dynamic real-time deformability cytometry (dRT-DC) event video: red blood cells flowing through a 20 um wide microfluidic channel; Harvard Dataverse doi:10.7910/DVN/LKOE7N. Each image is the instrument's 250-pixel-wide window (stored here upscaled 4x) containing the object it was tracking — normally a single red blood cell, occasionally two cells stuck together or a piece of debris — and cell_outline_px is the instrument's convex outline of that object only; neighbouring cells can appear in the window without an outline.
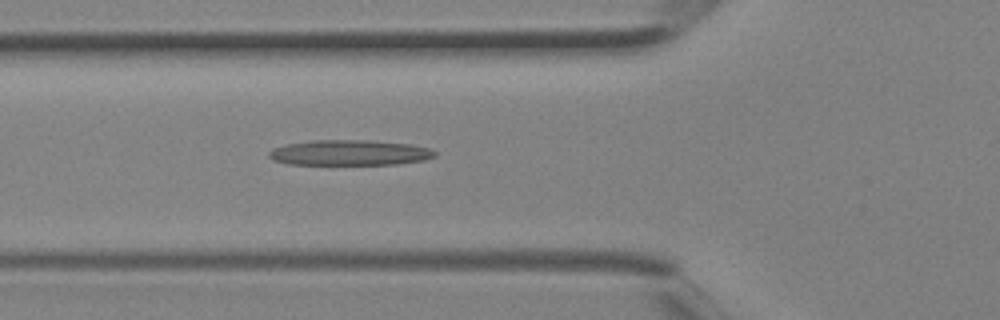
{"species": "Egyptian fruit bat (a non-hibernating species)", "species_latin": "Rousettus aegyptiacus", "temperature_condition": "room temperature", "stored_images_in_passage": 6, "camera_frame_rate_fps": 3000, "um_per_image_px": 0.085, "animal": {"sex": "female"}, "frame": {"image": 1, "passage_image": 6, "time_ms": 1.667, "image_size_px": [1000, 320], "cell_outline_px": [[436, 156], [424, 160], [396, 164], [288, 164], [272, 160], [268, 156], [268, 152], [272, 148], [284, 144], [308, 140], [368, 140], [412, 144], [428, 148], [436, 152]], "centroid_in_image_um": [29.66, 12.97], "position_along_channel_um": 96.1, "area_um2": 24.74}}